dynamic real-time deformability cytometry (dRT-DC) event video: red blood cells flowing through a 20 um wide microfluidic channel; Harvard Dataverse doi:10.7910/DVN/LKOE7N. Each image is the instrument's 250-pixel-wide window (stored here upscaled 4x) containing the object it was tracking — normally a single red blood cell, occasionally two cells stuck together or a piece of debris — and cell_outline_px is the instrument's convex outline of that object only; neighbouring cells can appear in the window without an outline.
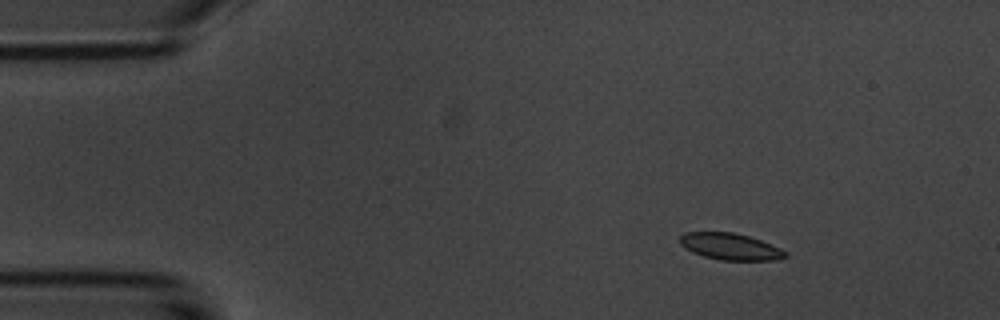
{"species": "common noctule bat (a hibernating species)", "species_latin": "Nyctalus noctula", "temperature_condition": "room temperature", "stored_images_in_passage": 3, "camera_frame_rate_fps": 3000, "um_per_image_px": 0.085, "animal": {"sex": "male", "body_mass_g": 20.1, "forearm_length_mm": 53.5}, "frame": {"image": 1, "passage_image": 1, "time_ms": 0.0, "image_size_px": [1000, 320], "cell_outline_px": [[788, 256], [776, 260], [720, 260], [704, 256], [692, 252], [680, 244], [680, 236], [684, 232], [732, 232], [748, 236], [760, 240], [780, 248], [788, 252]], "centroid_in_image_um": [62.08, 20.96], "position_along_channel_um": 22.9, "area_um2": 16.3}}